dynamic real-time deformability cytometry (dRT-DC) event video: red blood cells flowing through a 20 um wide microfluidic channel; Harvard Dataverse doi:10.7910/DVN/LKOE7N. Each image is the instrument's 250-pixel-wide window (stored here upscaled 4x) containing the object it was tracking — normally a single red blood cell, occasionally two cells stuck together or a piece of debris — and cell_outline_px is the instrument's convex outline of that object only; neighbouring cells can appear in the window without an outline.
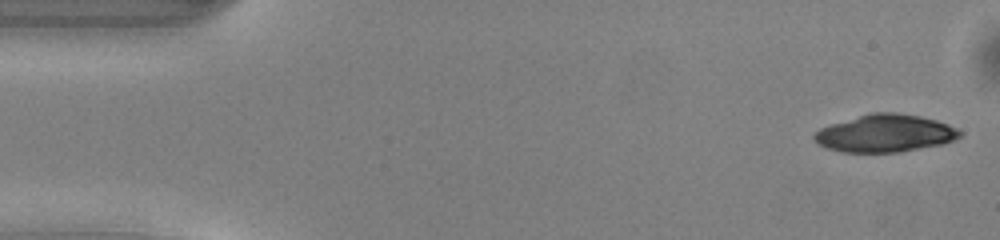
{"species": "common noctule bat (a hibernating species)", "species_latin": "Nyctalus noctula", "temperature_condition": "warm", "stored_images_in_passage": 49, "camera_frame_rate_fps": 3000, "um_per_image_px": 0.085, "animal": {"sex": "male", "body_mass_g": 13.0, "forearm_length_mm": 53.1}, "frame": {"image": 1, "passage_image": 1, "time_ms": 0.0, "image_size_px": [1000, 240], "cell_outline_px": [[964, 132], [960, 136], [944, 144], [900, 152], [844, 152], [828, 148], [820, 144], [812, 136], [820, 128], [828, 124], [872, 112], [896, 112], [920, 116], [936, 120], [948, 124]], "centroid_in_image_um": [75.25, 11.32], "position_along_channel_um": 9.7, "area_um2": 31.85}}
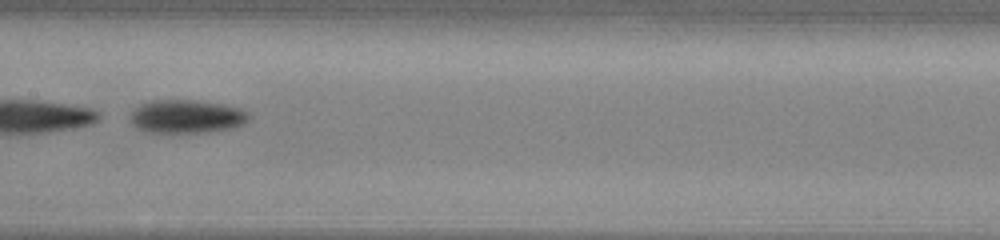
{"frame": {"image": 2, "passage_image": 24, "time_ms": 7.667, "image_size_px": [1000, 240], "cell_outline_px": [[252, 116], [244, 124], [228, 128], [200, 132], [148, 132], [136, 128], [132, 124], [132, 112], [140, 104], [152, 100], [196, 100], [224, 104], [240, 108], [248, 112]], "centroid_in_image_um": [15.88, 9.88], "position_along_channel_um": 191.5, "area_um2": 22.89}}
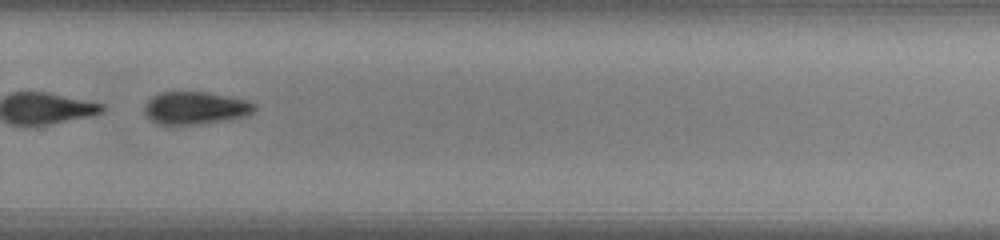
{"frame": {"image": 3, "passage_image": 33, "time_ms": 10.667, "image_size_px": [1000, 240], "cell_outline_px": [[256, 108], [252, 112], [244, 116], [228, 120], [196, 124], [160, 124], [152, 120], [144, 112], [144, 108], [148, 100], [152, 96], [160, 92], [204, 92], [244, 100], [256, 104]], "centroid_in_image_um": [16.58, 9.18], "position_along_channel_um": 313.2, "area_um2": 20.52}}